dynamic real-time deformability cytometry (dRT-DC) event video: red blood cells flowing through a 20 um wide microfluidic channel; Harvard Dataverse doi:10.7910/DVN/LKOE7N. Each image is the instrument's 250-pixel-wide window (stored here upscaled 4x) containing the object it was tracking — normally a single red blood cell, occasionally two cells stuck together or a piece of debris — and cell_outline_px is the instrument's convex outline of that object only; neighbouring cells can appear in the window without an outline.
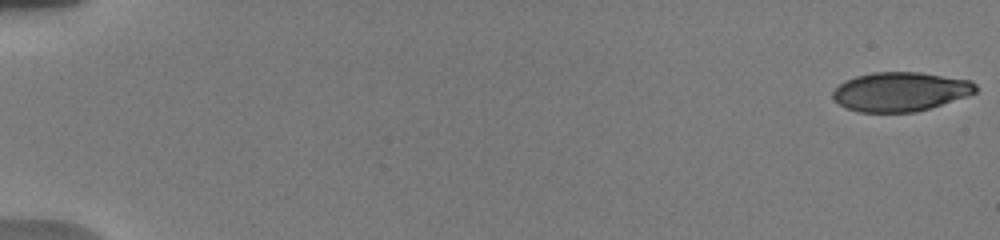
{"species": "human", "species_latin": "Homo sapiens", "temperature_condition": "warm", "stored_images_in_passage": 53, "camera_frame_rate_fps": 3000, "um_per_image_px": 0.085, "donor": {"sex": "male"}, "frame": {"image": 1, "passage_image": 1, "time_ms": 0.0, "image_size_px": [1000, 240], "cell_outline_px": [[976, 92], [968, 96], [916, 112], [860, 112], [848, 108], [840, 104], [832, 96], [832, 92], [844, 80], [856, 76], [872, 72], [920, 72], [972, 80], [976, 84]], "centroid_in_image_um": [76.55, 7.78], "position_along_channel_um": 8.4, "area_um2": 32.6}}
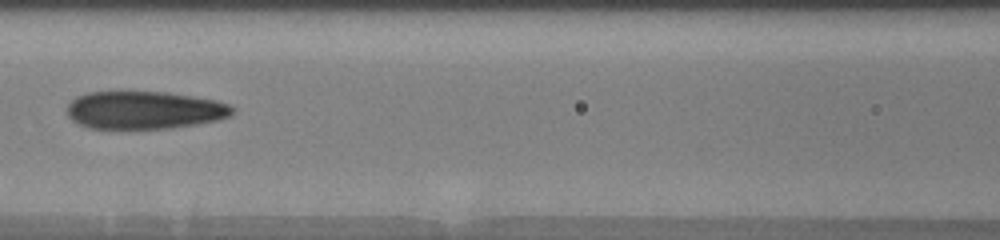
{"frame": {"image": 2, "passage_image": 17, "time_ms": 8.667, "image_size_px": [1000, 240], "cell_outline_px": [[236, 108], [228, 116], [216, 120], [196, 124], [168, 128], [88, 128], [72, 120], [68, 116], [68, 104], [76, 96], [88, 92], [168, 92], [216, 100], [228, 104]], "centroid_in_image_um": [12.26, 9.35], "position_along_channel_um": 154.3, "area_um2": 36.18}}
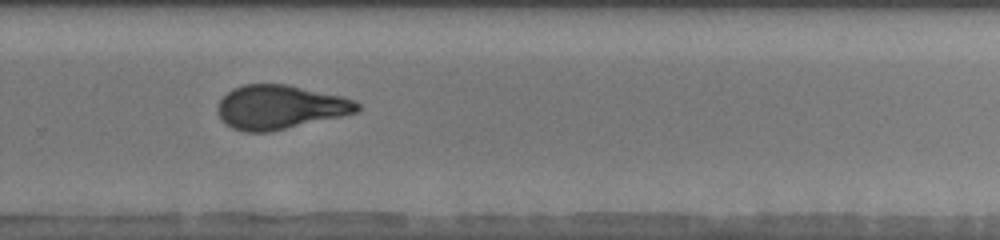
{"frame": {"image": 3, "passage_image": 33, "time_ms": 12.667, "image_size_px": [1000, 240], "cell_outline_px": [[360, 108], [356, 112], [340, 116], [268, 132], [244, 132], [232, 128], [220, 120], [216, 108], [220, 100], [232, 88], [244, 84], [284, 84], [340, 96], [356, 100], [360, 104]], "centroid_in_image_um": [23.74, 9.11], "position_along_channel_um": 306.1, "area_um2": 35.49}, "authors_computed_cell_mechanics": {"area_um2": 35.8938, "velocity_mm_per_s": 3.8031, "shape_relaxation_time_tau1_ms": 5.9128, "shape_relaxation_time_tau2_ms": 1.2376, "deformation_change_tau1": 0.2012, "deformation_change_tau2": 0.0719}}